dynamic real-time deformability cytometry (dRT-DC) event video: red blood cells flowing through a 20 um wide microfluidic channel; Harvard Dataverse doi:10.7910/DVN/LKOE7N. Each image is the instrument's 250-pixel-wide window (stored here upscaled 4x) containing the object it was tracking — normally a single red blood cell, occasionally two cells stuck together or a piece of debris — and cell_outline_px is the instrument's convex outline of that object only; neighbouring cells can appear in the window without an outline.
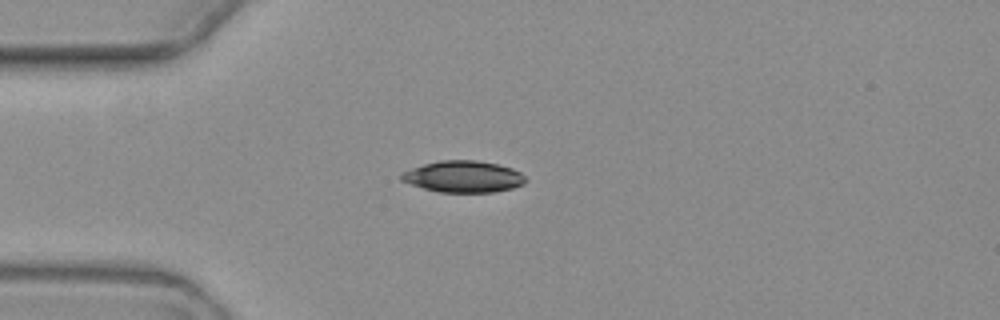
{"species": "common noctule bat (a hibernating species)", "species_latin": "Nyctalus noctula", "temperature_condition": "warm", "stored_images_in_passage": 2, "camera_frame_rate_fps": 3000, "um_per_image_px": 0.085, "animal": {"sex": "female", "body_mass_g": 19.3, "forearm_length_mm": 54.1}, "frame": {"image": 1, "passage_image": 1, "time_ms": 0.0, "image_size_px": [1000, 320], "cell_outline_px": [[528, 180], [524, 184], [512, 188], [492, 192], [440, 192], [424, 188], [400, 180], [400, 172], [424, 164], [440, 160], [476, 160], [496, 164], [512, 168], [520, 172]], "centroid_in_image_um": [39.39, 15.01], "position_along_channel_um": 45.6, "area_um2": 22.77}}